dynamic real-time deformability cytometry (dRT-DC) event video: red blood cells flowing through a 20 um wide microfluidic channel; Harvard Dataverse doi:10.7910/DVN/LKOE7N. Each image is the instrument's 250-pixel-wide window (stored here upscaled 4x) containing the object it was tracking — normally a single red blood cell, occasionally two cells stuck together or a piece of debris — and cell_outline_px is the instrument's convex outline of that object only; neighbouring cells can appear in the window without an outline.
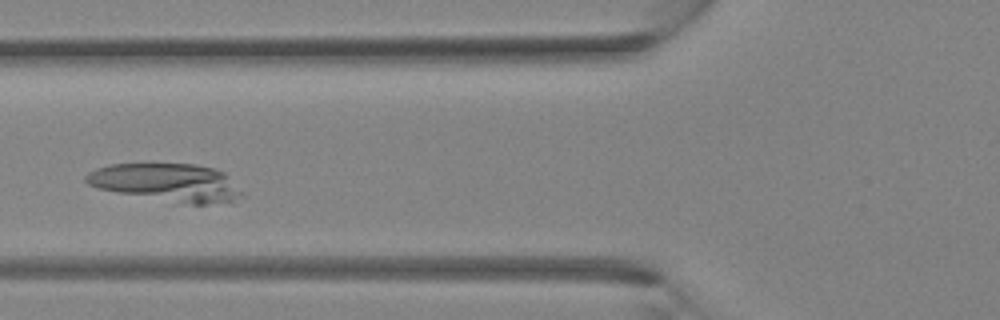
{"species": "Egyptian fruit bat (a non-hibernating species)", "species_latin": "Rousettus aegyptiacus", "temperature_condition": "room temperature", "stored_images_in_passage": 38, "camera_frame_rate_fps": 3000, "um_per_image_px": 0.085, "animal": {"sex": "female"}, "frame": {"image": 1, "passage_image": 14, "time_ms": 4.333, "image_size_px": [1000, 320], "cell_outline_px": [[244, 196], [232, 200], [204, 204], [192, 204], [120, 192], [100, 188], [88, 184], [84, 180], [84, 176], [88, 172], [96, 168], [112, 164], [196, 164], [216, 168], [224, 172]], "centroid_in_image_um": [14.17, 15.48], "position_along_channel_um": 111.6, "area_um2": 33.58}}
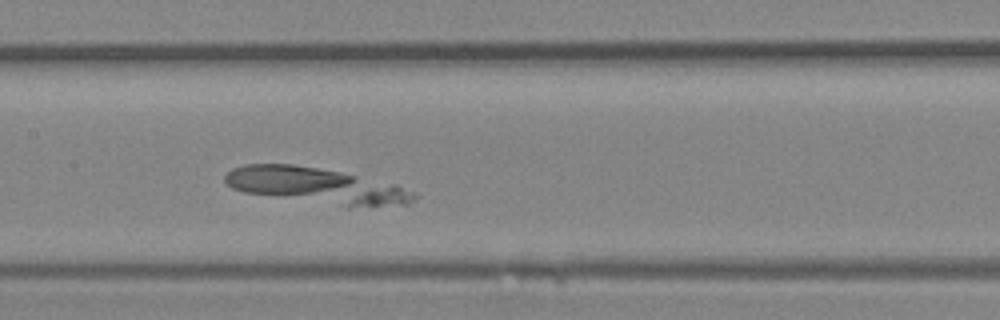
{"frame": {"image": 2, "passage_image": 18, "time_ms": 5.667, "image_size_px": [1000, 320], "cell_outline_px": [[420, 196], [408, 204], [348, 208], [244, 192], [232, 188], [224, 184], [224, 176], [232, 168], [244, 164], [292, 164], [340, 172], [396, 184], [416, 192]], "centroid_in_image_um": [26.91, 15.8], "position_along_channel_um": 180.5, "area_um2": 39.88}}